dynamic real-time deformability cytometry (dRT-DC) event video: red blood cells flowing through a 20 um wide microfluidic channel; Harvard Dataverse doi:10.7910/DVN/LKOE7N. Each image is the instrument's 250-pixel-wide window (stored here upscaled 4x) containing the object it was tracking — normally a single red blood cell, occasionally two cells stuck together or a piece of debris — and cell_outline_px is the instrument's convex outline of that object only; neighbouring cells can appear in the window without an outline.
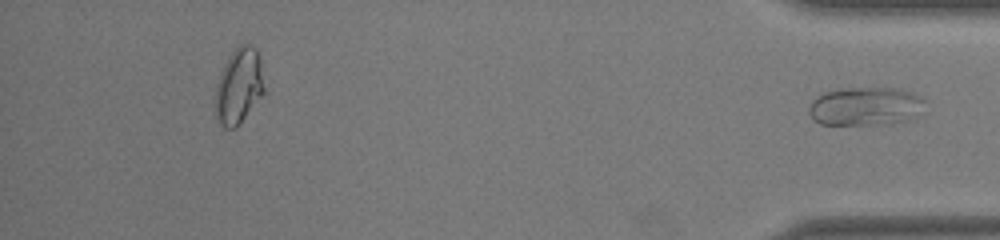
{"species": "common noctule bat (a hibernating species)", "species_latin": "Nyctalus noctula", "temperature_condition": "warm", "stored_images_in_passage": 30, "segment_of_instrument_passage": [2, 2], "camera_frame_rate_fps": 3000, "um_per_image_px": 0.085, "animal": {"sex": "male", "body_mass_g": 19.0, "forearm_length_mm": 50.8}, "frame": {"image": 1, "passage_image": 30, "time_ms": 9.667, "image_size_px": [1000, 240], "cell_outline_px": [[928, 112], [924, 116], [916, 120], [892, 124], [820, 124], [808, 112], [808, 108], [812, 100], [816, 96], [824, 92], [840, 88], [900, 88], [912, 92], [920, 96], [924, 100]], "centroid_in_image_um": [73.71, 9.05], "position_along_channel_um": 361.5, "area_um2": 27.05}}